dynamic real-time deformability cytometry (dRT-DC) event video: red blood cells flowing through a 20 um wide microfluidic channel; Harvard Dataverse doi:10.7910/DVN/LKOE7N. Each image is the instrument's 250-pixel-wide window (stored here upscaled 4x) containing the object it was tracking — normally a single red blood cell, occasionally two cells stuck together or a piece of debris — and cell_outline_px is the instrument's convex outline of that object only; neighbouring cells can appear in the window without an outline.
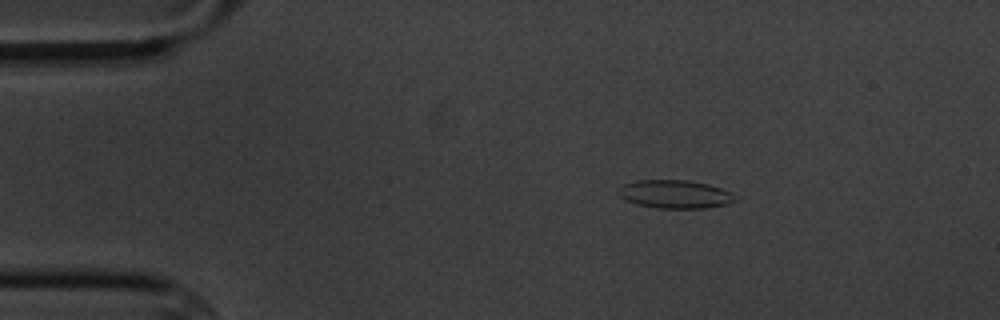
{"species": "common noctule bat (a hibernating species)", "species_latin": "Nyctalus noctula", "temperature_condition": "cold", "stored_images_in_passage": 2, "camera_frame_rate_fps": 3000, "um_per_image_px": 0.085, "animal": {"sex": "male", "body_mass_g": 20.1, "forearm_length_mm": 53.5}, "frame": {"image": 1, "passage_image": 1, "time_ms": 0.0, "image_size_px": [1000, 320], "cell_outline_px": [[740, 200], [728, 204], [704, 208], [656, 208], [636, 204], [620, 196], [616, 192], [616, 188], [624, 184], [636, 180], [688, 180], [708, 184], [732, 192], [740, 196]], "centroid_in_image_um": [57.42, 16.5], "position_along_channel_um": 27.6, "area_um2": 19.59}}